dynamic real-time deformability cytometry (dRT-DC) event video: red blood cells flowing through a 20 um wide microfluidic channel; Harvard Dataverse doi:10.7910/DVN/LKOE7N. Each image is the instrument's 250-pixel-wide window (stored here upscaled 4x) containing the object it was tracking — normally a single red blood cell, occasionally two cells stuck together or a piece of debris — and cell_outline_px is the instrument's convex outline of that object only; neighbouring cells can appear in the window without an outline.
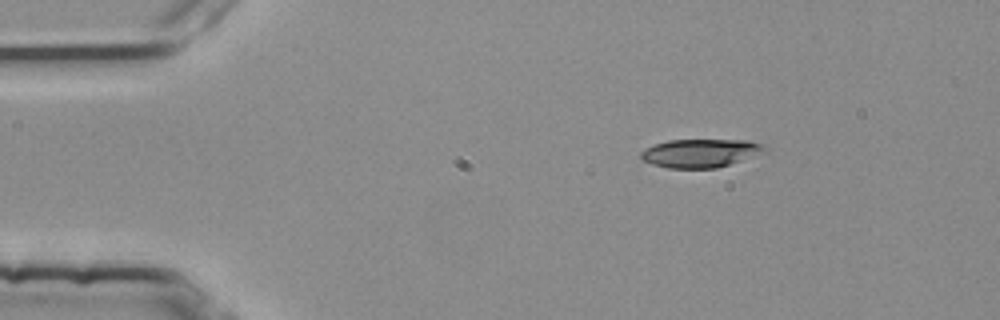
{"species": "common noctule bat (a hibernating species)", "species_latin": "Nyctalus noctula", "temperature_condition": "room temperature", "stored_images_in_passage": 4, "camera_frame_rate_fps": 3000, "um_per_image_px": 0.085, "animal": {"sex": "female", "body_mass_g": 25.1}, "frame": {"image": 1, "passage_image": 2, "time_ms": 0.333, "image_size_px": [1000, 320], "cell_outline_px": [[768, 148], [740, 160], [716, 168], [668, 168], [652, 164], [640, 160], [640, 152], [644, 148], [668, 140], [748, 140], [760, 144]], "centroid_in_image_um": [59.41, 13.01], "position_along_channel_um": 25.6, "area_um2": 20.11}}